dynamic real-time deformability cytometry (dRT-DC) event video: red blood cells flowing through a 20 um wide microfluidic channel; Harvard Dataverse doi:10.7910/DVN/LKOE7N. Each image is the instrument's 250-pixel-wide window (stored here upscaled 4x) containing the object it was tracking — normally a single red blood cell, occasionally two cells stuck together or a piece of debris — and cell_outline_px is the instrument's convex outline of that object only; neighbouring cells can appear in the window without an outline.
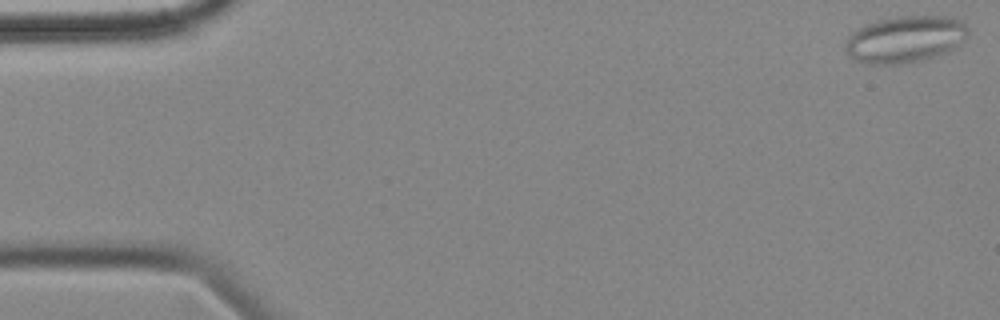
{"species": "common noctule bat (a hibernating species)", "species_latin": "Nyctalus noctula", "temperature_condition": "cold", "stored_images_in_passage": 56, "camera_frame_rate_fps": 3000, "um_per_image_px": 0.085, "animal": {"sex": "female", "body_mass_g": 18.4}, "frame": {"image": 1, "passage_image": 1, "time_ms": 0.0, "image_size_px": [1000, 320], "cell_outline_px": [[968, 36], [956, 48], [948, 52], [924, 60], [900, 64], [868, 64], [856, 60], [848, 56], [844, 48], [844, 44], [848, 36], [852, 32], [864, 24], [876, 20], [896, 16], [944, 16], [960, 20], [968, 28]], "centroid_in_image_um": [76.92, 3.34], "position_along_channel_um": 8.1, "area_um2": 33.93}}
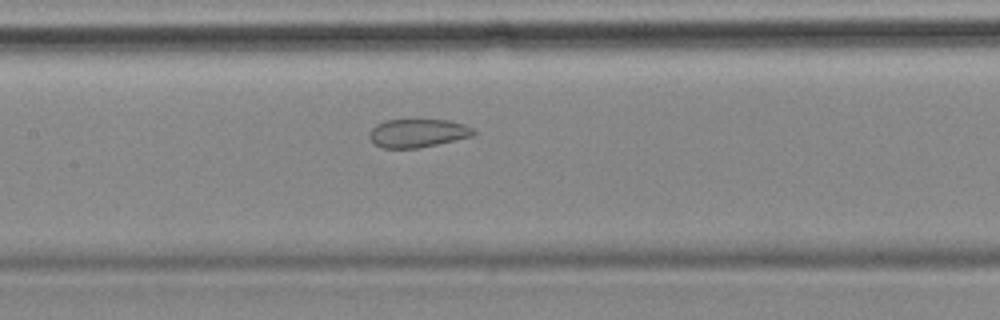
{"frame": {"image": 2, "passage_image": 26, "time_ms": 8.333, "image_size_px": [1000, 320], "cell_outline_px": [[476, 132], [472, 136], [436, 144], [416, 148], [380, 148], [368, 136], [368, 132], [376, 124], [384, 120], [448, 120], [464, 124], [472, 128]], "centroid_in_image_um": [35.47, 11.31], "position_along_channel_um": 171.9, "area_um2": 17.11}}
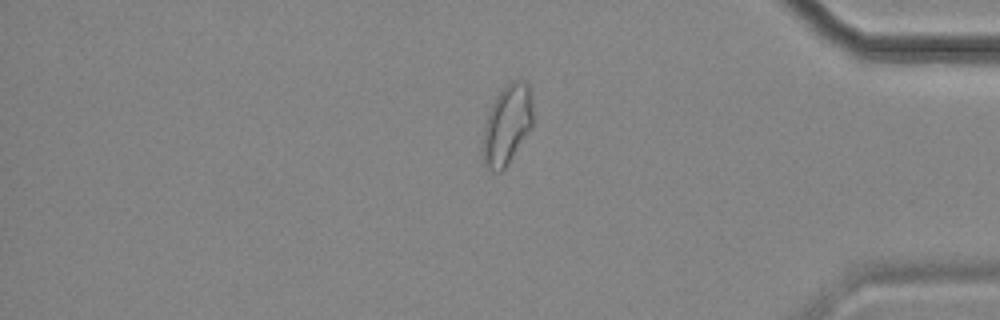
{"frame": {"image": 3, "passage_image": 47, "time_ms": 15.333, "image_size_px": [1000, 320], "cell_outline_px": [[532, 128], [508, 164], [500, 172], [492, 172], [484, 168], [484, 128], [492, 104], [496, 96], [512, 80], [524, 80], [528, 84], [532, 92]], "centroid_in_image_um": [43.13, 10.61], "position_along_channel_um": 392.1, "area_um2": 23.18}, "authors_computed_cell_mechanics": {"area_um2": 23.12, "velocity_mm_per_s": 3.5267, "shape_relaxation_time_tau1_ms": null, "shape_relaxation_time_tau2_ms": 1.9131, "deformation_change_tau1": null, "deformation_change_tau2": 0.0811}}